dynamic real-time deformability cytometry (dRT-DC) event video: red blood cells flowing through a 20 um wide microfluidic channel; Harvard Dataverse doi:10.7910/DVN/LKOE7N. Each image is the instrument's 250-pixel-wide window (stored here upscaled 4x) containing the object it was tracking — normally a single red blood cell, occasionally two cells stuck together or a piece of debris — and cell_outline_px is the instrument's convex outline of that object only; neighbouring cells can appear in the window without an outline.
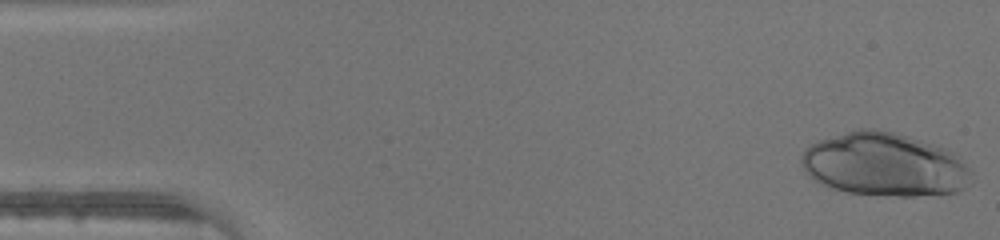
{"species": "human", "species_latin": "Homo sapiens", "temperature_condition": "warm", "stored_images_in_passage": 45, "camera_frame_rate_fps": 3000, "um_per_image_px": 0.085, "donor": {"sex": "male"}, "frame": {"image": 1, "passage_image": 1, "time_ms": 0.0, "image_size_px": [1000, 240], "cell_outline_px": [[972, 172], [964, 188], [956, 192], [916, 196], [900, 196], [844, 192], [828, 188], [808, 176], [804, 172], [800, 160], [800, 156], [804, 148], [820, 140], [856, 128], [876, 128], [908, 136], [956, 152], [960, 156]], "centroid_in_image_um": [75.14, 13.98], "position_along_channel_um": 9.9, "area_um2": 63.18}}